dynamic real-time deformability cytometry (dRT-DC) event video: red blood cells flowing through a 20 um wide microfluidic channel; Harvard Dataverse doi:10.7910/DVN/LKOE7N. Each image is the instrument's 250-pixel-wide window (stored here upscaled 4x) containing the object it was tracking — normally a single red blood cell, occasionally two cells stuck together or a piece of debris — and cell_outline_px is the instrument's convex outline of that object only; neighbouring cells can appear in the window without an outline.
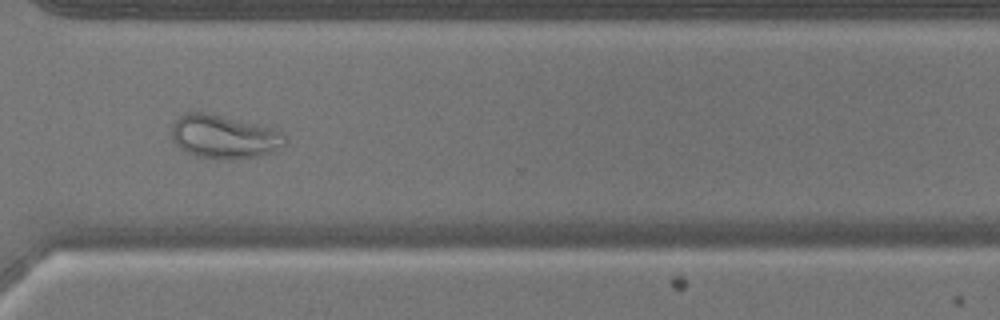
{"species": "common noctule bat (a hibernating species)", "species_latin": "Nyctalus noctula", "temperature_condition": "warm", "stored_images_in_passage": 44, "camera_frame_rate_fps": 3000, "um_per_image_px": 0.085, "animal": {"sex": "male", "body_mass_g": 17.9}, "frame": {"image": 1, "passage_image": 38, "time_ms": 12.333, "image_size_px": [1000, 320], "cell_outline_px": [[284, 144], [272, 152], [256, 156], [196, 156], [180, 148], [176, 144], [172, 136], [172, 124], [184, 112], [204, 112], [256, 124], [280, 132], [284, 136]], "centroid_in_image_um": [18.97, 11.57], "position_along_channel_um": 351.6, "area_um2": 27.28}}
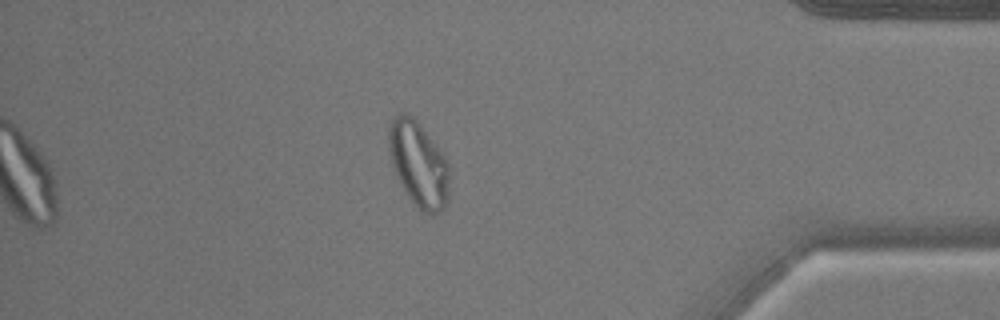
{"frame": {"image": 2, "passage_image": 44, "time_ms": 14.333, "image_size_px": [1000, 320], "cell_outline_px": [[452, 172], [448, 200], [444, 208], [440, 212], [432, 216], [416, 208], [400, 184], [392, 164], [388, 148], [388, 128], [392, 116], [396, 112], [408, 112], [420, 124], [440, 148]], "centroid_in_image_um": [35.6, 13.94], "position_along_channel_um": 399.6, "area_um2": 31.15}}